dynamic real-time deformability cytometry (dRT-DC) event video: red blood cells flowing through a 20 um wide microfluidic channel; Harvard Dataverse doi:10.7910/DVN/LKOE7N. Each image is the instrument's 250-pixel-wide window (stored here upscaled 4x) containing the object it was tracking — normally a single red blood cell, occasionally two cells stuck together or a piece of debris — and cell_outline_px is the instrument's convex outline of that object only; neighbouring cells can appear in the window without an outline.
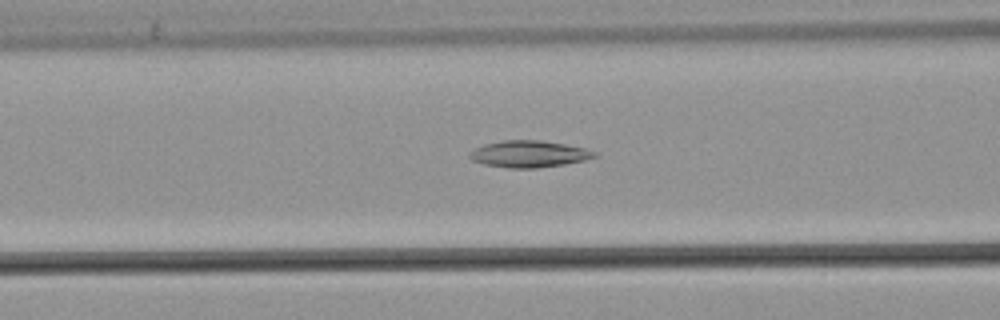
{"species": "common noctule bat (a hibernating species)", "species_latin": "Nyctalus noctula", "temperature_condition": "warm", "stored_images_in_passage": 47, "camera_frame_rate_fps": 3000, "um_per_image_px": 0.085, "animal": {"sex": "male", "body_mass_g": 21.5, "forearm_length_mm": 52.0}, "frame": {"image": 1, "passage_image": 22, "time_ms": 7.0, "image_size_px": [1000, 320], "cell_outline_px": [[596, 156], [584, 160], [564, 164], [536, 168], [508, 168], [484, 164], [472, 160], [468, 156], [468, 152], [484, 144], [500, 140], [540, 140], [564, 144], [584, 148], [596, 152]], "centroid_in_image_um": [44.91, 13.08], "position_along_channel_um": 121.7, "area_um2": 19.36}}
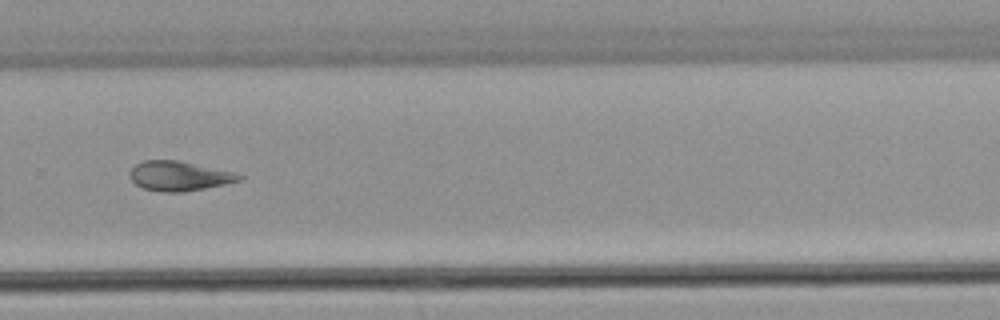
{"frame": {"image": 2, "passage_image": 37, "time_ms": 12.0, "image_size_px": [1000, 320], "cell_outline_px": [[244, 176], [240, 180], [224, 184], [204, 188], [180, 192], [164, 192], [144, 188], [136, 184], [132, 180], [132, 168], [136, 164], [144, 160], [180, 160], [236, 172]], "centroid_in_image_um": [15.28, 14.94], "position_along_channel_um": 314.5, "area_um2": 18.67}}
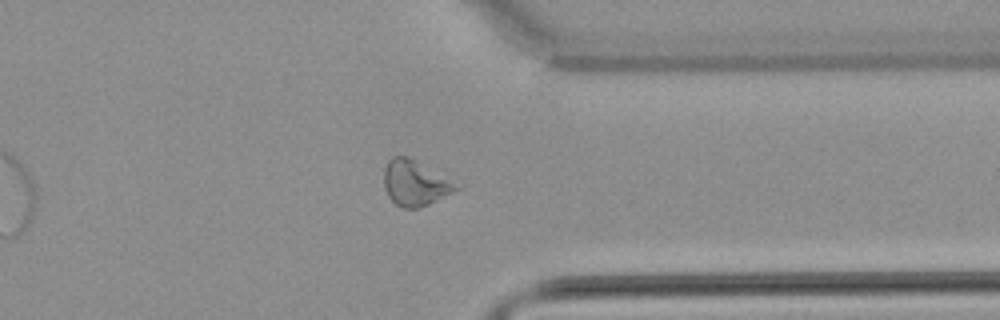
{"frame": {"image": 3, "passage_image": 42, "time_ms": 13.667, "image_size_px": [1000, 320], "cell_outline_px": [[464, 188], [420, 208], [404, 208], [396, 204], [388, 196], [384, 188], [384, 168], [388, 160], [392, 156], [408, 156], [464, 184]], "centroid_in_image_um": [35.38, 15.55], "position_along_channel_um": 376.0, "area_um2": 19.88}, "authors_computed_cell_mechanics": {"area_um2": 19.7098, "velocity_mm_per_s": 3.867, "shape_relaxation_time_tau1_ms": null, "shape_relaxation_time_tau2_ms": 8.1362, "deformation_change_tau1": null, "deformation_change_tau2": 0.1776}}